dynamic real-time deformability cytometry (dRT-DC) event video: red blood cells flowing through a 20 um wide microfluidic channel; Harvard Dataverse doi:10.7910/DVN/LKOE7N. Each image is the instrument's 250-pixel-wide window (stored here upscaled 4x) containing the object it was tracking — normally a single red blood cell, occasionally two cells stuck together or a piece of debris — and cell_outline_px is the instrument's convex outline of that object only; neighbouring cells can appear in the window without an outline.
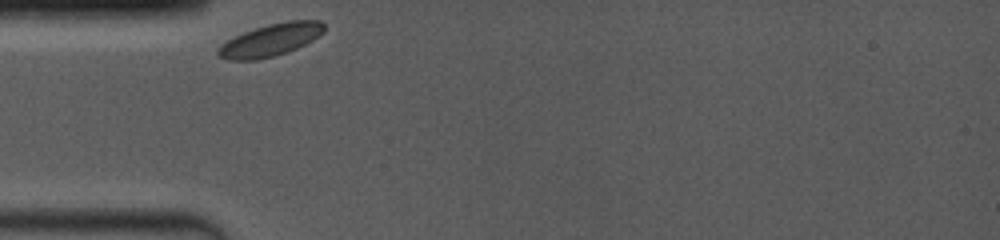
{"species": "common noctule bat (a hibernating species)", "species_latin": "Nyctalus noctula", "temperature_condition": "room temperature", "stored_images_in_passage": 9, "camera_frame_rate_fps": 4000, "um_per_image_px": 0.085, "animal": {"sex": "female", "body_mass_g": 19.0, "forearm_length_mm": 53.3}, "frame": {"image": 1, "passage_image": 1, "time_ms": 0.0, "image_size_px": [1000, 240], "cell_outline_px": [[324, 32], [312, 40], [296, 48], [272, 56], [256, 60], [228, 60], [220, 56], [216, 52], [216, 48], [228, 40], [244, 32], [268, 24], [288, 20], [320, 20], [324, 24]], "centroid_in_image_um": [23.0, 3.39], "position_along_channel_um": 62.0, "area_um2": 19.71}}
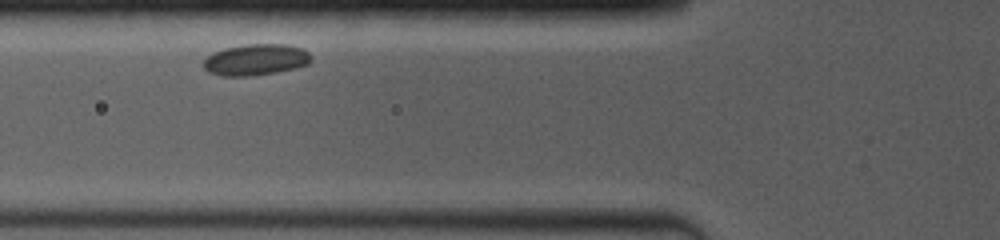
{"frame": {"image": 2, "passage_image": 8, "time_ms": 1.25, "image_size_px": [1000, 240], "cell_outline_px": [[312, 60], [308, 64], [296, 68], [276, 72], [248, 76], [220, 76], [208, 72], [204, 68], [204, 60], [212, 52], [224, 48], [248, 44], [288, 44], [304, 48], [312, 56]], "centroid_in_image_um": [21.76, 5.07], "position_along_channel_um": 104.0, "area_um2": 19.83}}